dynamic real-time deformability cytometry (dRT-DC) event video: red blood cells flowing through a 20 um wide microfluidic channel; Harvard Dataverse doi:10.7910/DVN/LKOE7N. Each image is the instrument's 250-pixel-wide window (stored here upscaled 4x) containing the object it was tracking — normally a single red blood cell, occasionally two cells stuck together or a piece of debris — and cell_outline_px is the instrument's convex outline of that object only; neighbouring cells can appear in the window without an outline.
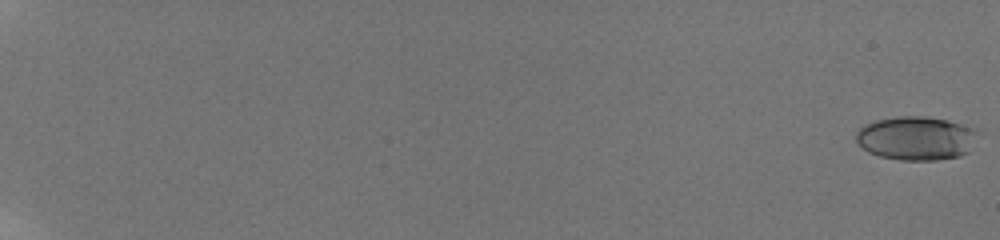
{"species": "human", "species_latin": "Homo sapiens", "temperature_condition": "room temperature", "stored_images_in_passage": 44, "camera_frame_rate_fps": 3000, "um_per_image_px": 0.085, "donor": {"sex": "male"}, "frame": {"image": 1, "passage_image": 1, "time_ms": 0.0, "image_size_px": [1000, 240], "cell_outline_px": [[976, 132], [968, 152], [960, 156], [936, 160], [900, 160], [880, 156], [868, 152], [856, 140], [856, 132], [860, 128], [876, 120], [900, 116], [924, 116], [948, 120], [976, 128]], "centroid_in_image_um": [77.87, 11.75], "position_along_channel_um": 7.1, "area_um2": 30.75}}
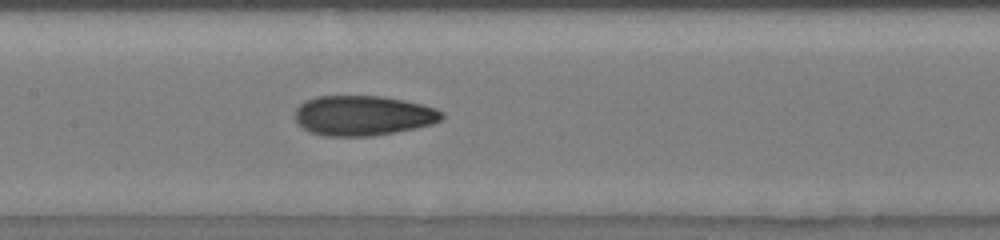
{"frame": {"image": 2, "passage_image": 19, "time_ms": 11.333, "image_size_px": [1000, 240], "cell_outline_px": [[444, 116], [440, 120], [432, 124], [416, 128], [396, 132], [372, 136], [324, 136], [308, 132], [296, 120], [296, 108], [304, 100], [316, 96], [384, 96], [404, 100], [436, 108], [444, 112]], "centroid_in_image_um": [30.86, 9.82], "position_along_channel_um": 176.5, "area_um2": 34.39}}
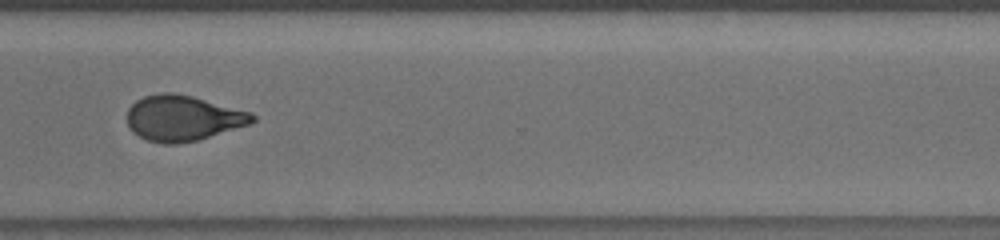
{"frame": {"image": 3, "passage_image": 33, "time_ms": 16.0, "image_size_px": [1000, 240], "cell_outline_px": [[256, 120], [248, 124], [196, 140], [176, 144], [164, 144], [148, 140], [132, 132], [128, 124], [128, 108], [136, 100], [144, 96], [160, 92], [172, 92], [192, 96], [252, 112], [256, 116]], "centroid_in_image_um": [15.53, 10.02], "position_along_channel_um": 355.1, "area_um2": 33.0}, "authors_computed_cell_mechanics": {"area_um2": 32.7437, "velocity_mm_per_s": 3.83, "shape_relaxation_time_tau1_ms": null, "shape_relaxation_time_tau2_ms": 1.5591, "deformation_change_tau1": null, "deformation_change_tau2": 0.0772}}